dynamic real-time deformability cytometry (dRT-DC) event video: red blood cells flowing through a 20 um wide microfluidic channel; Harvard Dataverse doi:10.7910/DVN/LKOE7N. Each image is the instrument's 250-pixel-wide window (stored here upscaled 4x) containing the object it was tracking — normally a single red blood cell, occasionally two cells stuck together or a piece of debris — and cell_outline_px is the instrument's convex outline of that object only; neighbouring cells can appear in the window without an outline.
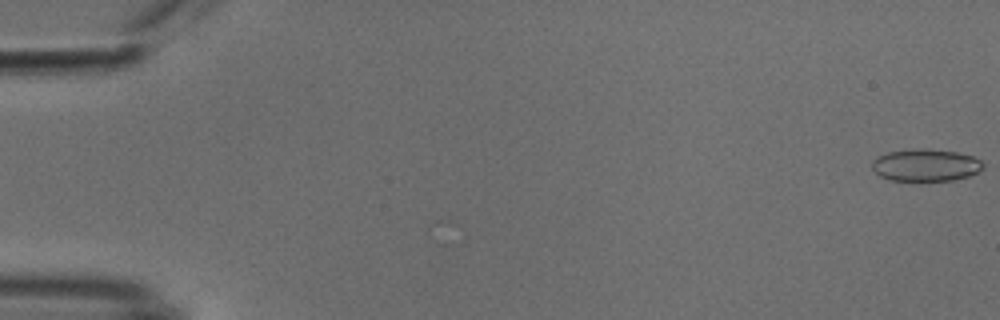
{"species": "common noctule bat (a hibernating species)", "species_latin": "Nyctalus noctula", "temperature_condition": "cold", "stored_images_in_passage": 54, "camera_frame_rate_fps": 3000, "um_per_image_px": 0.085, "animal": {"sex": "male", "body_mass_g": 18.8}, "frame": {"image": 1, "passage_image": 1, "time_ms": 0.0, "image_size_px": [1000, 320], "cell_outline_px": [[984, 168], [968, 176], [952, 180], [888, 180], [880, 176], [872, 168], [872, 160], [876, 156], [888, 152], [912, 148], [920, 148], [956, 152], [972, 156], [980, 160], [984, 164]], "centroid_in_image_um": [78.65, 14.02], "position_along_channel_um": 6.4, "area_um2": 20.81}}
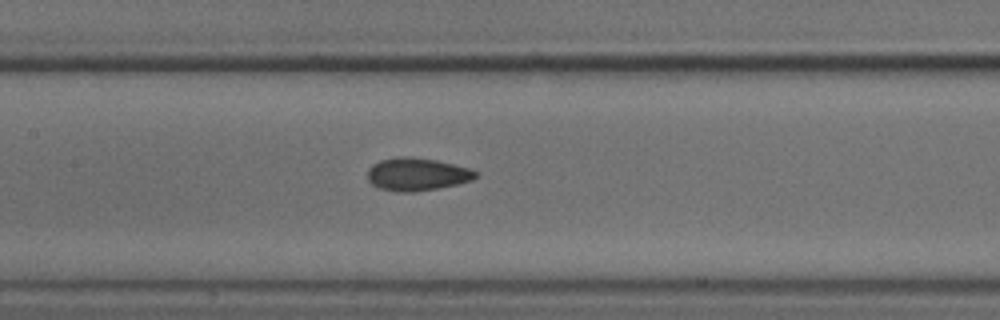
{"frame": {"image": 2, "passage_image": 26, "time_ms": 8.333, "image_size_px": [1000, 320], "cell_outline_px": [[480, 176], [472, 180], [456, 184], [436, 188], [412, 192], [396, 192], [380, 188], [372, 184], [368, 180], [368, 168], [372, 164], [380, 160], [396, 156], [408, 156], [436, 160], [472, 168], [480, 172]], "centroid_in_image_um": [35.47, 14.8], "position_along_channel_um": 171.9, "area_um2": 20.92}}
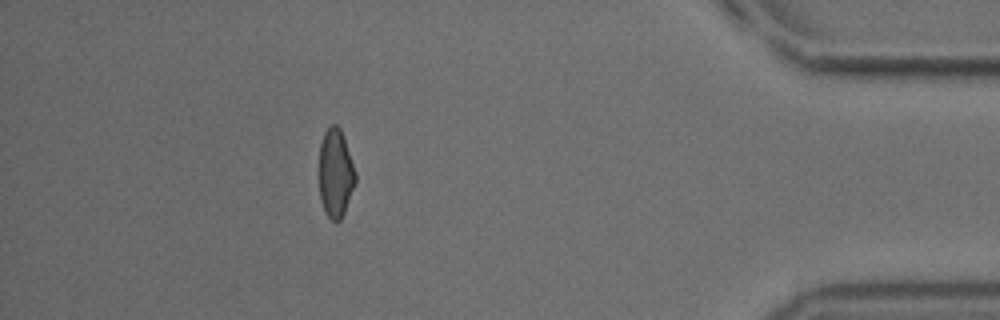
{"frame": {"image": 3, "passage_image": 48, "time_ms": 15.667, "image_size_px": [1000, 320], "cell_outline_px": [[356, 180], [344, 212], [340, 220], [332, 220], [324, 212], [320, 200], [320, 144], [324, 132], [332, 124], [336, 124], [340, 128], [344, 136], [356, 172]], "centroid_in_image_um": [28.52, 14.7], "position_along_channel_um": 406.7, "area_um2": 18.61}, "authors_computed_cell_mechanics": {"area_um2": 20.519, "velocity_mm_per_s": 3.8172, "shape_relaxation_time_tau1_ms": 8.7958, "shape_relaxation_time_tau2_ms": 2.697, "deformation_change_tau1": 0.1205, "deformation_change_tau2": 0.0759}}